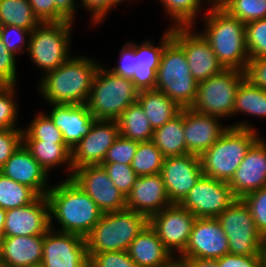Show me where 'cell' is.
Instances as JSON below:
<instances>
[{
    "label": "cell",
    "instance_id": "6da1fadb",
    "mask_svg": "<svg viewBox=\"0 0 266 267\" xmlns=\"http://www.w3.org/2000/svg\"><path fill=\"white\" fill-rule=\"evenodd\" d=\"M46 198L50 225L55 218L60 232L85 238L103 215L98 205L71 178L51 186Z\"/></svg>",
    "mask_w": 266,
    "mask_h": 267
},
{
    "label": "cell",
    "instance_id": "7a4b0ae2",
    "mask_svg": "<svg viewBox=\"0 0 266 267\" xmlns=\"http://www.w3.org/2000/svg\"><path fill=\"white\" fill-rule=\"evenodd\" d=\"M98 63L88 56H70L55 70L42 74L41 97L49 104H86Z\"/></svg>",
    "mask_w": 266,
    "mask_h": 267
},
{
    "label": "cell",
    "instance_id": "3957f363",
    "mask_svg": "<svg viewBox=\"0 0 266 267\" xmlns=\"http://www.w3.org/2000/svg\"><path fill=\"white\" fill-rule=\"evenodd\" d=\"M208 8L204 13V32L200 33L209 42L224 69L244 72L250 60L245 45V24L220 5H210Z\"/></svg>",
    "mask_w": 266,
    "mask_h": 267
},
{
    "label": "cell",
    "instance_id": "277c9868",
    "mask_svg": "<svg viewBox=\"0 0 266 267\" xmlns=\"http://www.w3.org/2000/svg\"><path fill=\"white\" fill-rule=\"evenodd\" d=\"M259 138V133L248 121L229 125L220 138L200 155L203 175L228 183Z\"/></svg>",
    "mask_w": 266,
    "mask_h": 267
},
{
    "label": "cell",
    "instance_id": "5b68a950",
    "mask_svg": "<svg viewBox=\"0 0 266 267\" xmlns=\"http://www.w3.org/2000/svg\"><path fill=\"white\" fill-rule=\"evenodd\" d=\"M104 66L100 64L95 73L86 105L96 120H117L137 102L139 91L131 79L115 75Z\"/></svg>",
    "mask_w": 266,
    "mask_h": 267
},
{
    "label": "cell",
    "instance_id": "8992f818",
    "mask_svg": "<svg viewBox=\"0 0 266 267\" xmlns=\"http://www.w3.org/2000/svg\"><path fill=\"white\" fill-rule=\"evenodd\" d=\"M147 224L146 216L127 208L103 213L85 237L87 253L128 251L131 242Z\"/></svg>",
    "mask_w": 266,
    "mask_h": 267
},
{
    "label": "cell",
    "instance_id": "52a82bcc",
    "mask_svg": "<svg viewBox=\"0 0 266 267\" xmlns=\"http://www.w3.org/2000/svg\"><path fill=\"white\" fill-rule=\"evenodd\" d=\"M155 89L162 91L181 108L194 103L198 82L192 76L184 50L171 39L161 54Z\"/></svg>",
    "mask_w": 266,
    "mask_h": 267
},
{
    "label": "cell",
    "instance_id": "ba28073f",
    "mask_svg": "<svg viewBox=\"0 0 266 267\" xmlns=\"http://www.w3.org/2000/svg\"><path fill=\"white\" fill-rule=\"evenodd\" d=\"M73 22H43L31 31L28 54L43 74L55 70L70 57Z\"/></svg>",
    "mask_w": 266,
    "mask_h": 267
},
{
    "label": "cell",
    "instance_id": "9c48e42d",
    "mask_svg": "<svg viewBox=\"0 0 266 267\" xmlns=\"http://www.w3.org/2000/svg\"><path fill=\"white\" fill-rule=\"evenodd\" d=\"M245 72L224 69L198 83L197 95L191 109L220 118L233 116L237 90L245 79Z\"/></svg>",
    "mask_w": 266,
    "mask_h": 267
},
{
    "label": "cell",
    "instance_id": "30bf717a",
    "mask_svg": "<svg viewBox=\"0 0 266 267\" xmlns=\"http://www.w3.org/2000/svg\"><path fill=\"white\" fill-rule=\"evenodd\" d=\"M217 220L226 234L230 254L261 255L264 237L257 230L251 212L241 198L234 200Z\"/></svg>",
    "mask_w": 266,
    "mask_h": 267
},
{
    "label": "cell",
    "instance_id": "8fae6325",
    "mask_svg": "<svg viewBox=\"0 0 266 267\" xmlns=\"http://www.w3.org/2000/svg\"><path fill=\"white\" fill-rule=\"evenodd\" d=\"M236 199L227 182L203 175L179 205L196 218H217Z\"/></svg>",
    "mask_w": 266,
    "mask_h": 267
},
{
    "label": "cell",
    "instance_id": "7c38bea8",
    "mask_svg": "<svg viewBox=\"0 0 266 267\" xmlns=\"http://www.w3.org/2000/svg\"><path fill=\"white\" fill-rule=\"evenodd\" d=\"M195 220L196 217L190 211L179 204H171L152 215L148 223L155 230L165 248L173 257L178 258L189 242ZM176 253L177 256H175Z\"/></svg>",
    "mask_w": 266,
    "mask_h": 267
},
{
    "label": "cell",
    "instance_id": "4fadbf2b",
    "mask_svg": "<svg viewBox=\"0 0 266 267\" xmlns=\"http://www.w3.org/2000/svg\"><path fill=\"white\" fill-rule=\"evenodd\" d=\"M71 179L98 205L103 213L126 209L125 195L114 186L102 165L73 170Z\"/></svg>",
    "mask_w": 266,
    "mask_h": 267
},
{
    "label": "cell",
    "instance_id": "5bb4252c",
    "mask_svg": "<svg viewBox=\"0 0 266 267\" xmlns=\"http://www.w3.org/2000/svg\"><path fill=\"white\" fill-rule=\"evenodd\" d=\"M172 39L184 50L190 72L199 83L224 70L209 42L193 26L172 27Z\"/></svg>",
    "mask_w": 266,
    "mask_h": 267
},
{
    "label": "cell",
    "instance_id": "9a60e30c",
    "mask_svg": "<svg viewBox=\"0 0 266 267\" xmlns=\"http://www.w3.org/2000/svg\"><path fill=\"white\" fill-rule=\"evenodd\" d=\"M42 267H84L89 263L85 238L55 230L43 235Z\"/></svg>",
    "mask_w": 266,
    "mask_h": 267
},
{
    "label": "cell",
    "instance_id": "2e32d148",
    "mask_svg": "<svg viewBox=\"0 0 266 267\" xmlns=\"http://www.w3.org/2000/svg\"><path fill=\"white\" fill-rule=\"evenodd\" d=\"M160 174L170 202L179 204L203 176L200 156L185 154L166 157Z\"/></svg>",
    "mask_w": 266,
    "mask_h": 267
},
{
    "label": "cell",
    "instance_id": "e0dca14e",
    "mask_svg": "<svg viewBox=\"0 0 266 267\" xmlns=\"http://www.w3.org/2000/svg\"><path fill=\"white\" fill-rule=\"evenodd\" d=\"M119 135L117 120H95L89 133L72 150V170L101 165Z\"/></svg>",
    "mask_w": 266,
    "mask_h": 267
},
{
    "label": "cell",
    "instance_id": "ac0fdd59",
    "mask_svg": "<svg viewBox=\"0 0 266 267\" xmlns=\"http://www.w3.org/2000/svg\"><path fill=\"white\" fill-rule=\"evenodd\" d=\"M228 253V240L217 218H196L189 242L178 258L219 259Z\"/></svg>",
    "mask_w": 266,
    "mask_h": 267
},
{
    "label": "cell",
    "instance_id": "d6986e66",
    "mask_svg": "<svg viewBox=\"0 0 266 267\" xmlns=\"http://www.w3.org/2000/svg\"><path fill=\"white\" fill-rule=\"evenodd\" d=\"M49 229V204L46 196H38L24 207L6 210L3 237L44 235Z\"/></svg>",
    "mask_w": 266,
    "mask_h": 267
},
{
    "label": "cell",
    "instance_id": "ffe728a7",
    "mask_svg": "<svg viewBox=\"0 0 266 267\" xmlns=\"http://www.w3.org/2000/svg\"><path fill=\"white\" fill-rule=\"evenodd\" d=\"M228 185L235 197L241 199L266 186V141L262 137L247 151Z\"/></svg>",
    "mask_w": 266,
    "mask_h": 267
},
{
    "label": "cell",
    "instance_id": "44dd1931",
    "mask_svg": "<svg viewBox=\"0 0 266 267\" xmlns=\"http://www.w3.org/2000/svg\"><path fill=\"white\" fill-rule=\"evenodd\" d=\"M222 118L184 108V139L187 154L200 156L209 149L229 127L221 125Z\"/></svg>",
    "mask_w": 266,
    "mask_h": 267
},
{
    "label": "cell",
    "instance_id": "7402d4cb",
    "mask_svg": "<svg viewBox=\"0 0 266 267\" xmlns=\"http://www.w3.org/2000/svg\"><path fill=\"white\" fill-rule=\"evenodd\" d=\"M171 204L160 173L137 177L131 192L126 196V208L148 219Z\"/></svg>",
    "mask_w": 266,
    "mask_h": 267
},
{
    "label": "cell",
    "instance_id": "603a6c76",
    "mask_svg": "<svg viewBox=\"0 0 266 267\" xmlns=\"http://www.w3.org/2000/svg\"><path fill=\"white\" fill-rule=\"evenodd\" d=\"M0 172L12 180L30 187L38 196H46L50 190L49 175L32 157L30 151L22 143L6 161Z\"/></svg>",
    "mask_w": 266,
    "mask_h": 267
},
{
    "label": "cell",
    "instance_id": "cb8c5ba5",
    "mask_svg": "<svg viewBox=\"0 0 266 267\" xmlns=\"http://www.w3.org/2000/svg\"><path fill=\"white\" fill-rule=\"evenodd\" d=\"M165 31L159 46L148 39L140 45L130 41L133 44V70L135 71L131 81L139 92L155 89L161 54L165 45L172 39V27L168 26Z\"/></svg>",
    "mask_w": 266,
    "mask_h": 267
},
{
    "label": "cell",
    "instance_id": "d4e9b609",
    "mask_svg": "<svg viewBox=\"0 0 266 267\" xmlns=\"http://www.w3.org/2000/svg\"><path fill=\"white\" fill-rule=\"evenodd\" d=\"M53 109L48 114L61 131L63 141L71 149L85 137L96 120L86 104H50Z\"/></svg>",
    "mask_w": 266,
    "mask_h": 267
},
{
    "label": "cell",
    "instance_id": "484cf974",
    "mask_svg": "<svg viewBox=\"0 0 266 267\" xmlns=\"http://www.w3.org/2000/svg\"><path fill=\"white\" fill-rule=\"evenodd\" d=\"M128 253L139 267H168L176 261L149 223L131 242Z\"/></svg>",
    "mask_w": 266,
    "mask_h": 267
},
{
    "label": "cell",
    "instance_id": "4316f807",
    "mask_svg": "<svg viewBox=\"0 0 266 267\" xmlns=\"http://www.w3.org/2000/svg\"><path fill=\"white\" fill-rule=\"evenodd\" d=\"M1 243L5 267L41 265L43 235L3 237Z\"/></svg>",
    "mask_w": 266,
    "mask_h": 267
},
{
    "label": "cell",
    "instance_id": "83f0119b",
    "mask_svg": "<svg viewBox=\"0 0 266 267\" xmlns=\"http://www.w3.org/2000/svg\"><path fill=\"white\" fill-rule=\"evenodd\" d=\"M23 144L47 174H50L49 172L52 171V168L65 165L67 166L65 170L68 172L67 179L71 178L73 173L72 151L65 143L23 141Z\"/></svg>",
    "mask_w": 266,
    "mask_h": 267
},
{
    "label": "cell",
    "instance_id": "f1b7e54d",
    "mask_svg": "<svg viewBox=\"0 0 266 267\" xmlns=\"http://www.w3.org/2000/svg\"><path fill=\"white\" fill-rule=\"evenodd\" d=\"M137 102L143 108L154 130L172 120L182 109L162 91L156 89L140 91Z\"/></svg>",
    "mask_w": 266,
    "mask_h": 267
},
{
    "label": "cell",
    "instance_id": "f546056e",
    "mask_svg": "<svg viewBox=\"0 0 266 267\" xmlns=\"http://www.w3.org/2000/svg\"><path fill=\"white\" fill-rule=\"evenodd\" d=\"M152 142L164 158L187 154L184 139V108L172 120L154 130Z\"/></svg>",
    "mask_w": 266,
    "mask_h": 267
},
{
    "label": "cell",
    "instance_id": "4dcf8cb0",
    "mask_svg": "<svg viewBox=\"0 0 266 267\" xmlns=\"http://www.w3.org/2000/svg\"><path fill=\"white\" fill-rule=\"evenodd\" d=\"M117 122L121 136L138 142L152 141L154 129L138 102L129 105Z\"/></svg>",
    "mask_w": 266,
    "mask_h": 267
},
{
    "label": "cell",
    "instance_id": "1f68e13d",
    "mask_svg": "<svg viewBox=\"0 0 266 267\" xmlns=\"http://www.w3.org/2000/svg\"><path fill=\"white\" fill-rule=\"evenodd\" d=\"M240 113L266 119V91L253 85L246 78L237 90L233 116Z\"/></svg>",
    "mask_w": 266,
    "mask_h": 267
},
{
    "label": "cell",
    "instance_id": "d6a6232c",
    "mask_svg": "<svg viewBox=\"0 0 266 267\" xmlns=\"http://www.w3.org/2000/svg\"><path fill=\"white\" fill-rule=\"evenodd\" d=\"M40 23L28 0H0V26L11 25L32 31Z\"/></svg>",
    "mask_w": 266,
    "mask_h": 267
},
{
    "label": "cell",
    "instance_id": "836d02e7",
    "mask_svg": "<svg viewBox=\"0 0 266 267\" xmlns=\"http://www.w3.org/2000/svg\"><path fill=\"white\" fill-rule=\"evenodd\" d=\"M38 195L28 186L22 185L0 172V207L5 210L24 207Z\"/></svg>",
    "mask_w": 266,
    "mask_h": 267
},
{
    "label": "cell",
    "instance_id": "e575fe53",
    "mask_svg": "<svg viewBox=\"0 0 266 267\" xmlns=\"http://www.w3.org/2000/svg\"><path fill=\"white\" fill-rule=\"evenodd\" d=\"M166 14L172 19L171 27L195 26V18H198L199 10H202V2L208 0H160Z\"/></svg>",
    "mask_w": 266,
    "mask_h": 267
},
{
    "label": "cell",
    "instance_id": "d590c367",
    "mask_svg": "<svg viewBox=\"0 0 266 267\" xmlns=\"http://www.w3.org/2000/svg\"><path fill=\"white\" fill-rule=\"evenodd\" d=\"M164 157L152 142H139L131 167L136 175L147 176L161 173Z\"/></svg>",
    "mask_w": 266,
    "mask_h": 267
},
{
    "label": "cell",
    "instance_id": "8d00e7d4",
    "mask_svg": "<svg viewBox=\"0 0 266 267\" xmlns=\"http://www.w3.org/2000/svg\"><path fill=\"white\" fill-rule=\"evenodd\" d=\"M23 141H49L65 143L61 131L55 126L47 113L36 114L32 122L23 128Z\"/></svg>",
    "mask_w": 266,
    "mask_h": 267
},
{
    "label": "cell",
    "instance_id": "74e56055",
    "mask_svg": "<svg viewBox=\"0 0 266 267\" xmlns=\"http://www.w3.org/2000/svg\"><path fill=\"white\" fill-rule=\"evenodd\" d=\"M220 6L244 24L266 18V0H225Z\"/></svg>",
    "mask_w": 266,
    "mask_h": 267
},
{
    "label": "cell",
    "instance_id": "f35d334b",
    "mask_svg": "<svg viewBox=\"0 0 266 267\" xmlns=\"http://www.w3.org/2000/svg\"><path fill=\"white\" fill-rule=\"evenodd\" d=\"M245 45L250 59L266 57V18L245 24Z\"/></svg>",
    "mask_w": 266,
    "mask_h": 267
},
{
    "label": "cell",
    "instance_id": "ab89813d",
    "mask_svg": "<svg viewBox=\"0 0 266 267\" xmlns=\"http://www.w3.org/2000/svg\"><path fill=\"white\" fill-rule=\"evenodd\" d=\"M15 85H3L0 88V130L23 129L17 127L18 105L15 100Z\"/></svg>",
    "mask_w": 266,
    "mask_h": 267
},
{
    "label": "cell",
    "instance_id": "60d3db41",
    "mask_svg": "<svg viewBox=\"0 0 266 267\" xmlns=\"http://www.w3.org/2000/svg\"><path fill=\"white\" fill-rule=\"evenodd\" d=\"M108 176L125 197L131 192L134 186L137 175L131 165H125L120 163H102Z\"/></svg>",
    "mask_w": 266,
    "mask_h": 267
},
{
    "label": "cell",
    "instance_id": "b9f144b4",
    "mask_svg": "<svg viewBox=\"0 0 266 267\" xmlns=\"http://www.w3.org/2000/svg\"><path fill=\"white\" fill-rule=\"evenodd\" d=\"M242 200L248 206L257 230L266 237V186L248 193Z\"/></svg>",
    "mask_w": 266,
    "mask_h": 267
},
{
    "label": "cell",
    "instance_id": "7bdbcfd3",
    "mask_svg": "<svg viewBox=\"0 0 266 267\" xmlns=\"http://www.w3.org/2000/svg\"><path fill=\"white\" fill-rule=\"evenodd\" d=\"M138 143V141L130 140L119 135L112 146L108 149L102 163L131 165Z\"/></svg>",
    "mask_w": 266,
    "mask_h": 267
},
{
    "label": "cell",
    "instance_id": "ee69618b",
    "mask_svg": "<svg viewBox=\"0 0 266 267\" xmlns=\"http://www.w3.org/2000/svg\"><path fill=\"white\" fill-rule=\"evenodd\" d=\"M30 34V30L23 29L17 26H0V35L3 44L6 46L7 50L15 56H18L17 54H20V52H28Z\"/></svg>",
    "mask_w": 266,
    "mask_h": 267
},
{
    "label": "cell",
    "instance_id": "f6af8a7d",
    "mask_svg": "<svg viewBox=\"0 0 266 267\" xmlns=\"http://www.w3.org/2000/svg\"><path fill=\"white\" fill-rule=\"evenodd\" d=\"M93 267H139L129 256L128 251H106L87 253Z\"/></svg>",
    "mask_w": 266,
    "mask_h": 267
},
{
    "label": "cell",
    "instance_id": "bcb514c9",
    "mask_svg": "<svg viewBox=\"0 0 266 267\" xmlns=\"http://www.w3.org/2000/svg\"><path fill=\"white\" fill-rule=\"evenodd\" d=\"M23 143V129L0 130V169Z\"/></svg>",
    "mask_w": 266,
    "mask_h": 267
},
{
    "label": "cell",
    "instance_id": "7dc6e473",
    "mask_svg": "<svg viewBox=\"0 0 266 267\" xmlns=\"http://www.w3.org/2000/svg\"><path fill=\"white\" fill-rule=\"evenodd\" d=\"M0 82L3 85H17L16 56L9 52L0 35Z\"/></svg>",
    "mask_w": 266,
    "mask_h": 267
},
{
    "label": "cell",
    "instance_id": "c3c4849f",
    "mask_svg": "<svg viewBox=\"0 0 266 267\" xmlns=\"http://www.w3.org/2000/svg\"><path fill=\"white\" fill-rule=\"evenodd\" d=\"M244 72L247 80L266 91V57L251 58Z\"/></svg>",
    "mask_w": 266,
    "mask_h": 267
},
{
    "label": "cell",
    "instance_id": "681fc988",
    "mask_svg": "<svg viewBox=\"0 0 266 267\" xmlns=\"http://www.w3.org/2000/svg\"><path fill=\"white\" fill-rule=\"evenodd\" d=\"M121 49L120 61L117 66L108 67L107 69L115 75L132 79L135 72L133 70V44L129 41Z\"/></svg>",
    "mask_w": 266,
    "mask_h": 267
},
{
    "label": "cell",
    "instance_id": "f907efd6",
    "mask_svg": "<svg viewBox=\"0 0 266 267\" xmlns=\"http://www.w3.org/2000/svg\"><path fill=\"white\" fill-rule=\"evenodd\" d=\"M85 10L91 13L92 24H101L106 15L116 6L110 0H80ZM113 8V9H112Z\"/></svg>",
    "mask_w": 266,
    "mask_h": 267
},
{
    "label": "cell",
    "instance_id": "816d5d0a",
    "mask_svg": "<svg viewBox=\"0 0 266 267\" xmlns=\"http://www.w3.org/2000/svg\"><path fill=\"white\" fill-rule=\"evenodd\" d=\"M218 267H262L261 255L226 254L217 259Z\"/></svg>",
    "mask_w": 266,
    "mask_h": 267
},
{
    "label": "cell",
    "instance_id": "f5cc1de1",
    "mask_svg": "<svg viewBox=\"0 0 266 267\" xmlns=\"http://www.w3.org/2000/svg\"><path fill=\"white\" fill-rule=\"evenodd\" d=\"M34 15L43 22H56V6L54 0H28Z\"/></svg>",
    "mask_w": 266,
    "mask_h": 267
},
{
    "label": "cell",
    "instance_id": "db71d44e",
    "mask_svg": "<svg viewBox=\"0 0 266 267\" xmlns=\"http://www.w3.org/2000/svg\"><path fill=\"white\" fill-rule=\"evenodd\" d=\"M56 6V22H75V13L80 5H76L78 0H54Z\"/></svg>",
    "mask_w": 266,
    "mask_h": 267
},
{
    "label": "cell",
    "instance_id": "11a10c76",
    "mask_svg": "<svg viewBox=\"0 0 266 267\" xmlns=\"http://www.w3.org/2000/svg\"><path fill=\"white\" fill-rule=\"evenodd\" d=\"M184 267H218L217 259L176 258Z\"/></svg>",
    "mask_w": 266,
    "mask_h": 267
},
{
    "label": "cell",
    "instance_id": "9f6ffc18",
    "mask_svg": "<svg viewBox=\"0 0 266 267\" xmlns=\"http://www.w3.org/2000/svg\"><path fill=\"white\" fill-rule=\"evenodd\" d=\"M261 265L266 267V237L263 238L261 245Z\"/></svg>",
    "mask_w": 266,
    "mask_h": 267
},
{
    "label": "cell",
    "instance_id": "6f0895ef",
    "mask_svg": "<svg viewBox=\"0 0 266 267\" xmlns=\"http://www.w3.org/2000/svg\"><path fill=\"white\" fill-rule=\"evenodd\" d=\"M6 210L0 207V239L3 238V229L5 225Z\"/></svg>",
    "mask_w": 266,
    "mask_h": 267
},
{
    "label": "cell",
    "instance_id": "680465c9",
    "mask_svg": "<svg viewBox=\"0 0 266 267\" xmlns=\"http://www.w3.org/2000/svg\"><path fill=\"white\" fill-rule=\"evenodd\" d=\"M0 267H5L4 260H3V252H2L1 239H0Z\"/></svg>",
    "mask_w": 266,
    "mask_h": 267
},
{
    "label": "cell",
    "instance_id": "91938a15",
    "mask_svg": "<svg viewBox=\"0 0 266 267\" xmlns=\"http://www.w3.org/2000/svg\"><path fill=\"white\" fill-rule=\"evenodd\" d=\"M225 0H208V6L210 5H220Z\"/></svg>",
    "mask_w": 266,
    "mask_h": 267
},
{
    "label": "cell",
    "instance_id": "94428289",
    "mask_svg": "<svg viewBox=\"0 0 266 267\" xmlns=\"http://www.w3.org/2000/svg\"><path fill=\"white\" fill-rule=\"evenodd\" d=\"M168 267H184V266L180 261L176 260Z\"/></svg>",
    "mask_w": 266,
    "mask_h": 267
},
{
    "label": "cell",
    "instance_id": "6125c7cd",
    "mask_svg": "<svg viewBox=\"0 0 266 267\" xmlns=\"http://www.w3.org/2000/svg\"><path fill=\"white\" fill-rule=\"evenodd\" d=\"M115 6L117 5H119L120 3H123L124 1H126V0H110ZM130 0H128V2H129ZM131 1H133V0H131Z\"/></svg>",
    "mask_w": 266,
    "mask_h": 267
},
{
    "label": "cell",
    "instance_id": "be15d7a7",
    "mask_svg": "<svg viewBox=\"0 0 266 267\" xmlns=\"http://www.w3.org/2000/svg\"><path fill=\"white\" fill-rule=\"evenodd\" d=\"M84 267H93L90 263H88L87 265H85Z\"/></svg>",
    "mask_w": 266,
    "mask_h": 267
}]
</instances>
